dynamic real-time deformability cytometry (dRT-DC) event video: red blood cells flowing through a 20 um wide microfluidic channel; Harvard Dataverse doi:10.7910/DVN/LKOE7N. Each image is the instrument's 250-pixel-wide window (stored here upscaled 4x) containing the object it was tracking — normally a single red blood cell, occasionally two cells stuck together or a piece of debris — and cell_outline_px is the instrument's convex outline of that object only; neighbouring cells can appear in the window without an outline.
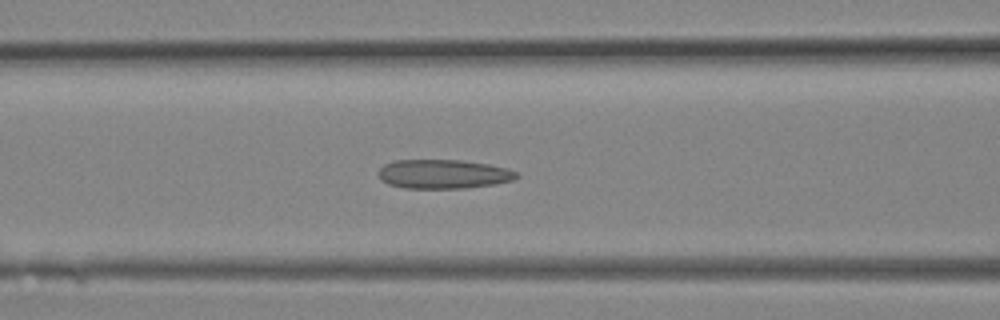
{"species": "Egyptian fruit bat (a non-hibernating species)", "species_latin": "Rousettus aegyptiacus", "temperature_condition": "room temperature", "stored_images_in_passage": 13, "camera_frame_rate_fps": 3000, "um_per_image_px": 0.085, "animal": {"sex": "female"}, "frame": {"image": 1, "passage_image": 11, "time_ms": 3.333, "image_size_px": [1000, 320], "cell_outline_px": [[520, 176], [512, 180], [496, 184], [464, 188], [404, 188], [388, 184], [380, 180], [376, 172], [384, 164], [392, 160], [460, 160], [488, 164], [508, 168], [520, 172]], "centroid_in_image_um": [37.68, 14.79], "position_along_channel_um": 128.9, "area_um2": 23.76}}
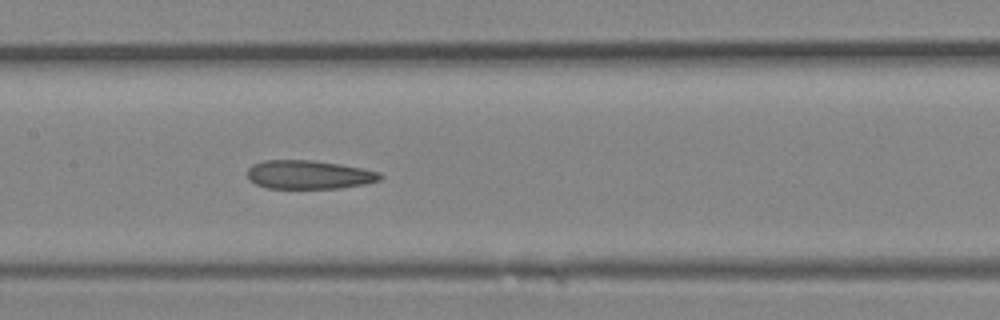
{"frame": {"image": 2, "passage_image": 13, "time_ms": 4.0, "image_size_px": [1000, 320], "cell_outline_px": [[384, 176], [380, 180], [364, 184], [340, 188], [268, 188], [256, 184], [248, 180], [248, 168], [252, 164], [264, 160], [312, 160], [340, 164], [380, 172]], "centroid_in_image_um": [26.24, 14.84], "position_along_channel_um": 181.2, "area_um2": 22.2}}